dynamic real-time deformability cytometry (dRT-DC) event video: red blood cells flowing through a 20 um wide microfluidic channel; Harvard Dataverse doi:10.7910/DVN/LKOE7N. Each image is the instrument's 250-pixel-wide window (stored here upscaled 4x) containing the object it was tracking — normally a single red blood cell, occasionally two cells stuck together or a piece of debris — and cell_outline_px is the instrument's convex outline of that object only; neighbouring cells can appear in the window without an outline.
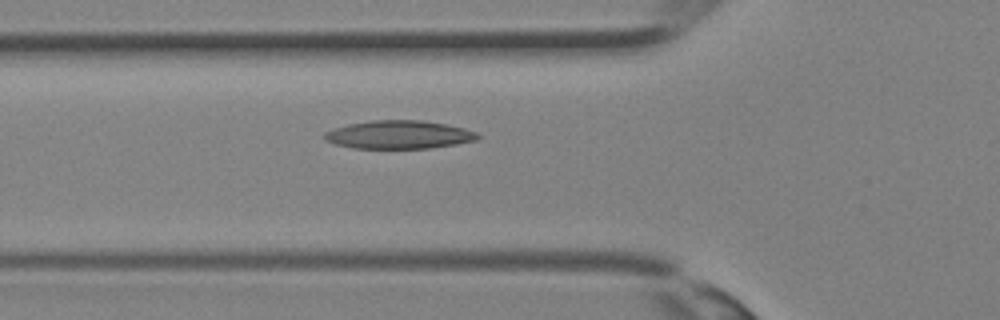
{"species": "Egyptian fruit bat (a non-hibernating species)", "species_latin": "Rousettus aegyptiacus", "temperature_condition": "room temperature", "stored_images_in_passage": 25, "camera_frame_rate_fps": 3000, "um_per_image_px": 0.085, "animal": {"sex": "female"}, "frame": {"image": 1, "passage_image": 3, "time_ms": 0.667, "image_size_px": [1000, 320], "cell_outline_px": [[480, 136], [476, 140], [456, 144], [432, 148], [352, 148], [336, 144], [324, 140], [324, 132], [348, 124], [372, 120], [420, 120], [444, 124], [464, 128], [476, 132]], "centroid_in_image_um": [33.9, 11.45], "position_along_channel_um": 91.9, "area_um2": 25.09}}
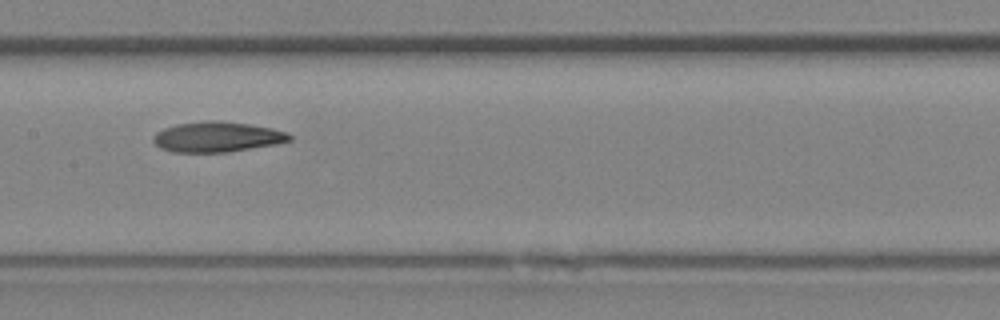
{"frame": {"image": 2, "passage_image": 8, "time_ms": 2.333, "image_size_px": [1000, 320], "cell_outline_px": [[292, 140], [276, 144], [228, 152], [172, 152], [160, 148], [152, 140], [152, 136], [156, 132], [164, 128], [176, 124], [204, 120], [216, 120], [248, 124], [272, 128], [288, 132], [292, 136]], "centroid_in_image_um": [18.44, 11.63], "position_along_channel_um": 189.0, "area_um2": 24.22}}
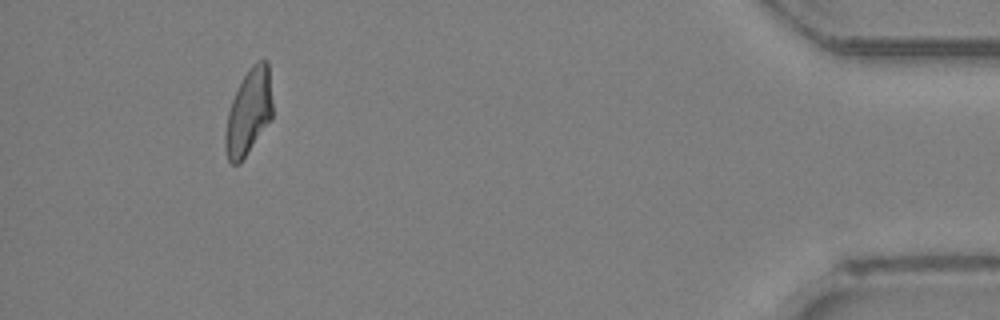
{"frame": {"image": 3, "passage_image": 23, "time_ms": 7.333, "image_size_px": [1000, 320], "cell_outline_px": [[272, 116], [240, 164], [232, 164], [228, 160], [224, 144], [224, 132], [228, 112], [232, 100], [244, 76], [252, 64], [256, 60], [268, 60], [272, 104]], "centroid_in_image_um": [21.12, 9.52], "position_along_channel_um": 414.1, "area_um2": 23.29}}